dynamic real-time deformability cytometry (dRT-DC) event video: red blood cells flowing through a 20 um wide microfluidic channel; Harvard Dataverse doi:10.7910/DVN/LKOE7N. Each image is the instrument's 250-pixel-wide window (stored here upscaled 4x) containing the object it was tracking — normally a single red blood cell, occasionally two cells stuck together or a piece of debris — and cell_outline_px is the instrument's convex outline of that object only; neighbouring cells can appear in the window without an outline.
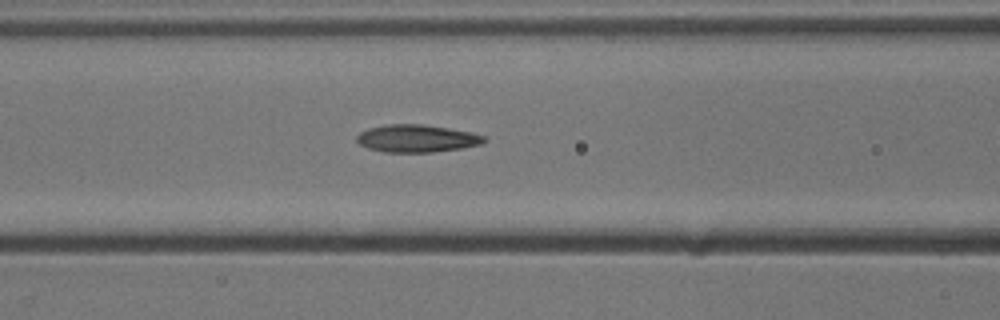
{"species": "common noctule bat (a hibernating species)", "species_latin": "Nyctalus noctula", "temperature_condition": "cold", "stored_images_in_passage": 22, "camera_frame_rate_fps": 3000, "um_per_image_px": 0.085, "animal": {"sex": "male", "body_mass_g": 13.3}, "frame": {"image": 1, "passage_image": 21, "time_ms": 6.667, "image_size_px": [1000, 320], "cell_outline_px": [[484, 144], [460, 148], [432, 152], [384, 152], [368, 148], [360, 144], [356, 140], [356, 136], [360, 132], [368, 128], [388, 124], [424, 124], [472, 132], [484, 136]], "centroid_in_image_um": [35.41, 11.76], "position_along_channel_um": 131.2, "area_um2": 20.4}}